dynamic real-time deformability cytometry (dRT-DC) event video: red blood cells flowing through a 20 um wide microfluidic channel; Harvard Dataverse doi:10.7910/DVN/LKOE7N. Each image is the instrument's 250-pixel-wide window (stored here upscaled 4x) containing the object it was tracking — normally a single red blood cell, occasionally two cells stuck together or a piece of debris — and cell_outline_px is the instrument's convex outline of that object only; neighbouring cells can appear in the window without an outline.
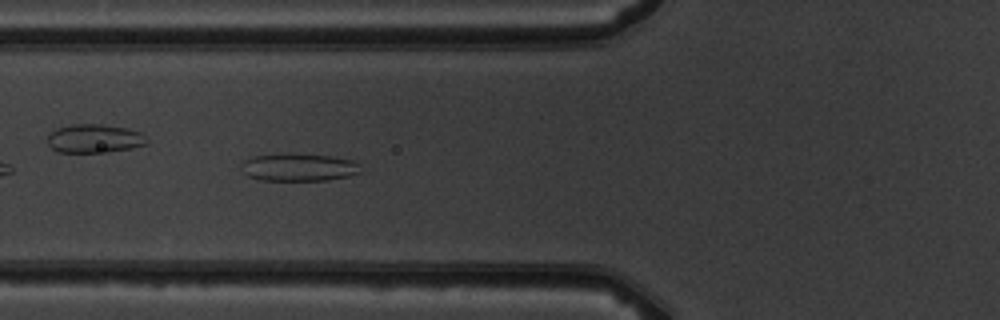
{"species": "common noctule bat (a hibernating species)", "species_latin": "Nyctalus noctula", "temperature_condition": "warm", "stored_images_in_passage": 11, "camera_frame_rate_fps": 3000, "um_per_image_px": 0.085, "animal": {"sex": "male", "body_mass_g": 19.5, "forearm_length_mm": 54.6}, "frame": {"image": 1, "passage_image": 7, "time_ms": 6.667, "image_size_px": [1000, 320], "cell_outline_px": [[360, 172], [348, 176], [328, 180], [264, 180], [248, 176], [240, 168], [240, 164], [244, 160], [252, 156], [288, 152], [332, 156], [352, 160], [360, 164]], "centroid_in_image_um": [25.37, 14.19], "position_along_channel_um": 100.4, "area_um2": 19.54}}
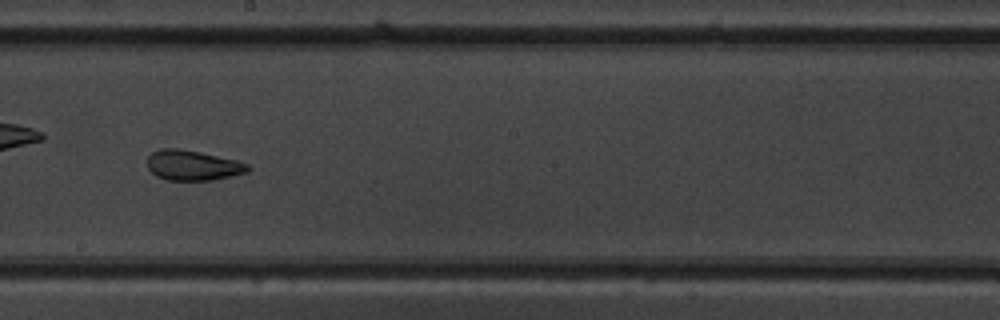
{"frame": {"image": 2, "passage_image": 10, "time_ms": 10.0, "image_size_px": [1000, 320], "cell_outline_px": [[252, 168], [248, 172], [212, 180], [168, 180], [156, 176], [148, 168], [148, 156], [152, 152], [160, 148], [180, 148], [200, 152], [236, 160], [248, 164]], "centroid_in_image_um": [16.39, 14.05], "position_along_channel_um": 231.8, "area_um2": 17.69}}
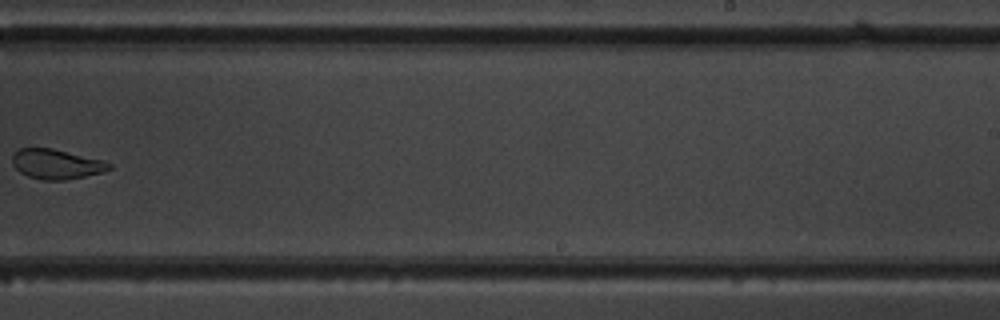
{"frame": {"image": 3, "passage_image": 11, "time_ms": 11.333, "image_size_px": [1000, 320], "cell_outline_px": [[112, 168], [104, 172], [64, 180], [44, 180], [28, 176], [20, 172], [12, 164], [12, 156], [20, 148], [52, 148], [104, 160], [112, 164]], "centroid_in_image_um": [4.82, 13.95], "position_along_channel_um": 284.2, "area_um2": 16.82}}